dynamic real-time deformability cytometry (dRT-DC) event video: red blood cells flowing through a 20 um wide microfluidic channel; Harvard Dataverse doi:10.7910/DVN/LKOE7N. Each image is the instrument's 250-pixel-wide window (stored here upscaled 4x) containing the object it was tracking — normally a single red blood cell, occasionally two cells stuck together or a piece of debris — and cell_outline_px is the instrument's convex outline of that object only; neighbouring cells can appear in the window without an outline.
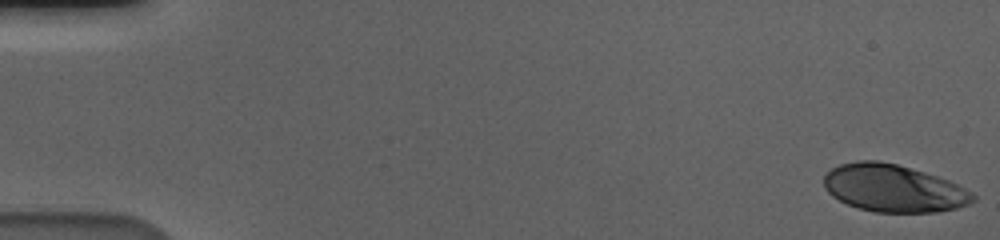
{"species": "human", "species_latin": "Homo sapiens", "temperature_condition": "cold", "stored_images_in_passage": 58, "camera_frame_rate_fps": 3000, "um_per_image_px": 0.085, "donor": {"sex": "male"}, "frame": {"image": 1, "passage_image": 1, "time_ms": 0.0, "image_size_px": [1000, 240], "cell_outline_px": [[976, 200], [968, 204], [956, 208], [936, 212], [872, 212], [848, 204], [832, 196], [824, 188], [824, 176], [832, 168], [840, 164], [856, 160], [880, 160], [896, 164], [924, 172], [948, 180], [964, 188], [976, 196]], "centroid_in_image_um": [75.93, 16.0], "position_along_channel_um": 9.1, "area_um2": 41.04}}
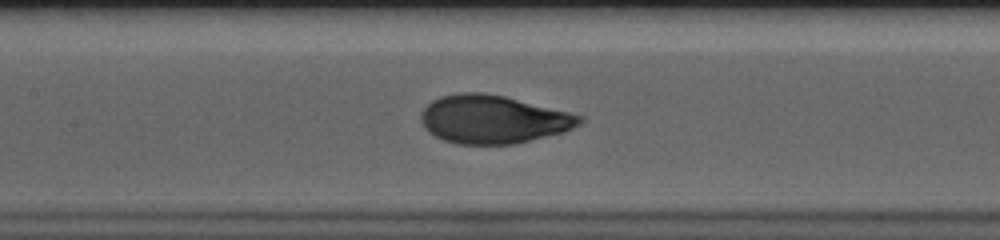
{"frame": {"image": 2, "passage_image": 28, "time_ms": 9.0, "image_size_px": [1000, 240], "cell_outline_px": [[584, 120], [580, 124], [564, 132], [516, 144], [456, 144], [444, 140], [428, 132], [424, 128], [420, 120], [420, 112], [432, 100], [440, 96], [460, 92], [480, 92], [504, 96], [584, 116]], "centroid_in_image_um": [41.89, 10.15], "position_along_channel_um": 165.5, "area_um2": 44.68}}
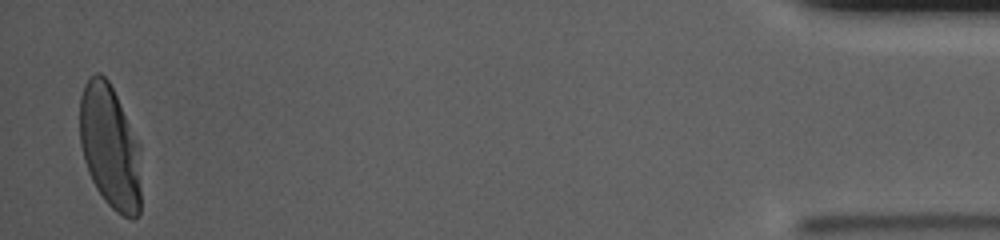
{"frame": {"image": 3, "passage_image": 57, "time_ms": 18.667, "image_size_px": [1000, 240], "cell_outline_px": [[140, 212], [132, 220], [116, 212], [104, 200], [96, 188], [88, 172], [84, 160], [80, 144], [80, 96], [84, 84], [96, 72], [100, 72], [108, 80], [140, 144]], "centroid_in_image_um": [9.35, 12.5], "position_along_channel_um": 425.9, "area_um2": 44.39}, "authors_computed_cell_mechanics": {"area_um2": 43.928, "velocity_mm_per_s": 3.5579, "shape_relaxation_time_tau1_ms": 3.4082, "shape_relaxation_time_tau2_ms": null, "deformation_change_tau1": 0.1972, "deformation_change_tau2": null}}